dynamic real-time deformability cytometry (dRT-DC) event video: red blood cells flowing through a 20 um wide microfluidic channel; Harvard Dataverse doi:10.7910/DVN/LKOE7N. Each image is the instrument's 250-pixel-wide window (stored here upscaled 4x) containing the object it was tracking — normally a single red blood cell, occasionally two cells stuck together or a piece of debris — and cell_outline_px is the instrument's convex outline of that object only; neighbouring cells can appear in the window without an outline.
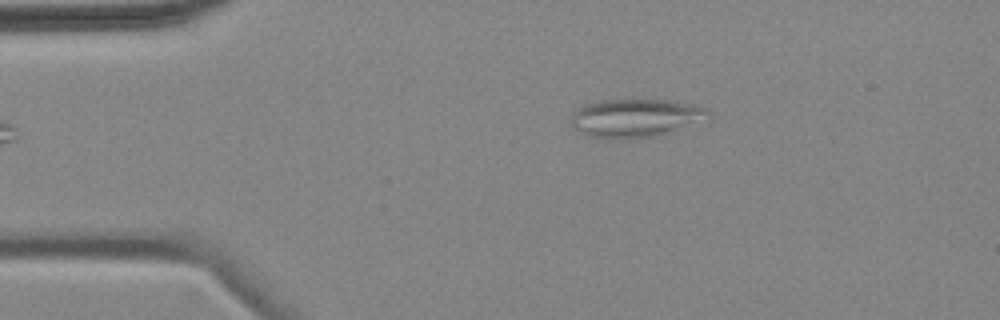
{"species": "common noctule bat (a hibernating species)", "species_latin": "Nyctalus noctula", "temperature_condition": "cold", "stored_images_in_passage": 5, "camera_frame_rate_fps": 3000, "um_per_image_px": 0.085, "animal": {"sex": "female", "body_mass_g": 18.4}, "frame": {"image": 1, "passage_image": 5, "time_ms": 5.667, "image_size_px": [1000, 320], "cell_outline_px": [[712, 120], [656, 136], [592, 136], [580, 132], [572, 128], [572, 112], [584, 104], [596, 100], [668, 100], [692, 104], [704, 108], [712, 116]], "centroid_in_image_um": [54.1, 9.99], "position_along_channel_um": 30.9, "area_um2": 30.23}}